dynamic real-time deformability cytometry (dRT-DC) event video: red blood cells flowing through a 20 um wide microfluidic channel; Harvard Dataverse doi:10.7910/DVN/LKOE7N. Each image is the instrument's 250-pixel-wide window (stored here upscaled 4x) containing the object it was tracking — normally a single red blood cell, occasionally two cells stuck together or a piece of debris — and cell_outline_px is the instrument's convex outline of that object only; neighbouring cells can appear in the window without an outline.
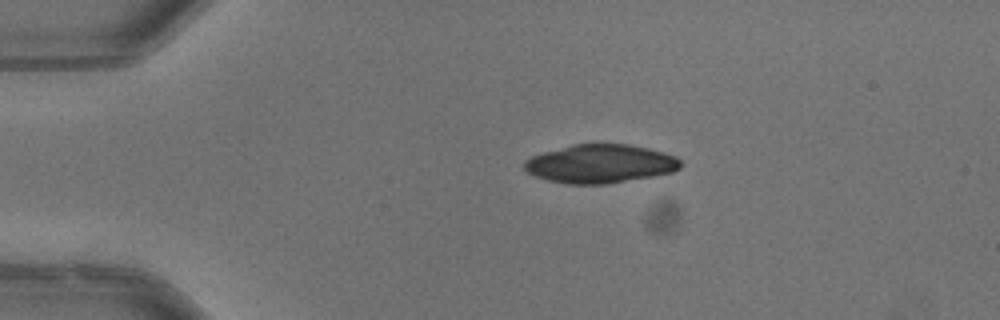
{"species": "common noctule bat (a hibernating species)", "species_latin": "Nyctalus noctula", "temperature_condition": "warm", "stored_images_in_passage": 42, "camera_frame_rate_fps": 3000, "um_per_image_px": 0.085, "animal": {"sex": "male", "body_mass_g": 13.3}, "frame": {"image": 1, "passage_image": 1, "time_ms": 0.0, "image_size_px": [1000, 320], "cell_outline_px": [[684, 164], [680, 168], [672, 172], [652, 176], [604, 184], [568, 184], [548, 180], [536, 176], [528, 172], [524, 168], [524, 160], [532, 156], [544, 152], [572, 144], [628, 144], [648, 148], [664, 152], [676, 156]], "centroid_in_image_um": [51.04, 13.91], "position_along_channel_um": 34.0, "area_um2": 35.03}}